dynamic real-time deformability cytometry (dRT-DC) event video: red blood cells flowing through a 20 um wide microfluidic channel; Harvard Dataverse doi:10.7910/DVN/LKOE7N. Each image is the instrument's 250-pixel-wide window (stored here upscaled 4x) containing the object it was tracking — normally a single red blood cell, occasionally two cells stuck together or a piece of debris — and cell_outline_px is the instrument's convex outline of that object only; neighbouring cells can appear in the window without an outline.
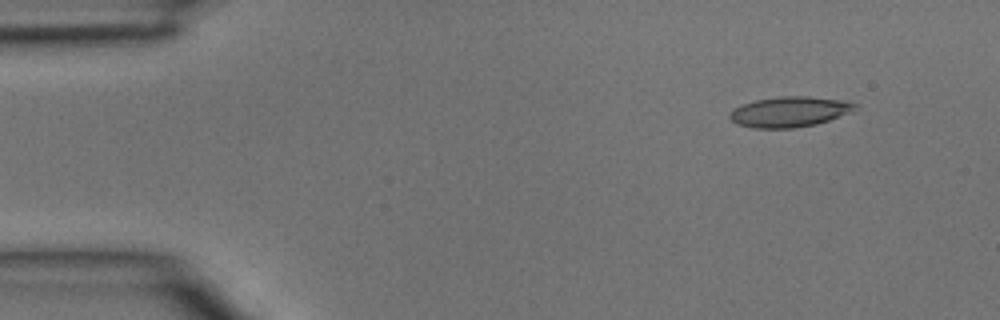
{"species": "common noctule bat (a hibernating species)", "species_latin": "Nyctalus noctula", "temperature_condition": "room temperature", "stored_images_in_passage": 4, "camera_frame_rate_fps": 3000, "um_per_image_px": 0.085, "animal": {"sex": "male", "body_mass_g": 15.6}, "frame": {"image": 1, "passage_image": 2, "time_ms": 0.333, "image_size_px": [1000, 320], "cell_outline_px": [[856, 108], [848, 112], [828, 120], [816, 124], [792, 128], [756, 128], [736, 124], [728, 116], [736, 108], [744, 104], [756, 100], [780, 96], [808, 96], [848, 100], [856, 104]], "centroid_in_image_um": [67.12, 9.49], "position_along_channel_um": 17.9, "area_um2": 21.91}}
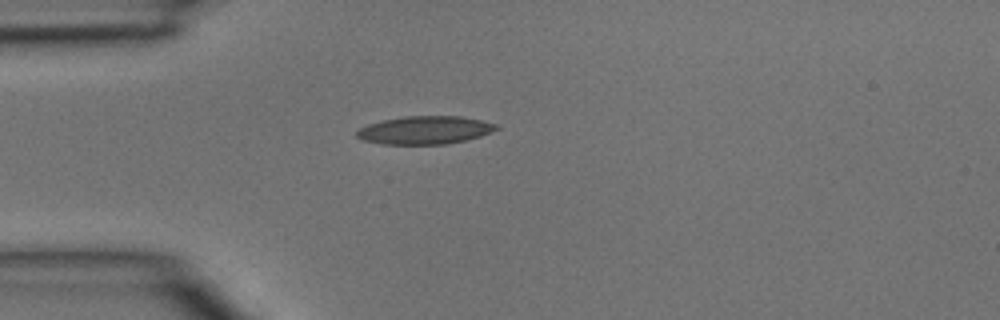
{"frame": {"image": 2, "passage_image": 4, "time_ms": 1.0, "image_size_px": [1000, 320], "cell_outline_px": [[500, 128], [480, 136], [464, 140], [444, 144], [380, 144], [364, 140], [356, 136], [356, 132], [360, 128], [368, 124], [384, 120], [404, 116], [460, 116], [500, 124]], "centroid_in_image_um": [36.13, 11.05], "position_along_channel_um": 48.9, "area_um2": 22.72}}